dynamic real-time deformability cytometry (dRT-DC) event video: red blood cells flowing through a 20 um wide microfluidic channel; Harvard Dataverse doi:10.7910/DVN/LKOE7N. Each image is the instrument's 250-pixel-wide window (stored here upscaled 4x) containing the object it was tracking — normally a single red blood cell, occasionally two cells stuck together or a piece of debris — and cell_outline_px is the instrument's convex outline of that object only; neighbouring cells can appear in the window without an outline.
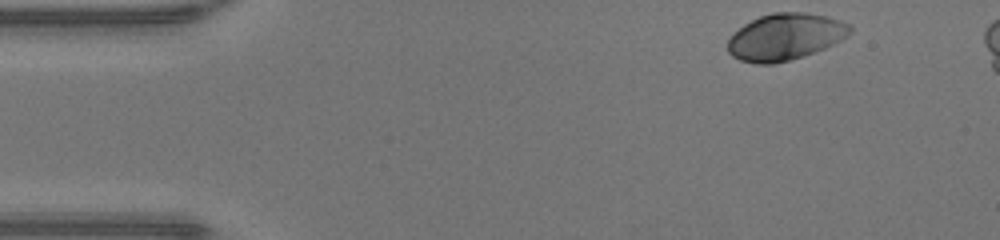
{"species": "human", "species_latin": "Homo sapiens", "temperature_condition": "warm", "stored_images_in_passage": 43, "camera_frame_rate_fps": 3000, "um_per_image_px": 0.085, "donor": {"sex": "male"}, "frame": {"image": 1, "passage_image": 1, "time_ms": 0.0, "image_size_px": [1000, 240], "cell_outline_px": [[852, 32], [848, 36], [824, 48], [804, 56], [772, 64], [756, 64], [740, 60], [732, 56], [728, 52], [728, 40], [744, 24], [760, 16], [772, 12], [804, 12], [828, 16], [852, 24]], "centroid_in_image_um": [66.78, 3.12], "position_along_channel_um": 18.2, "area_um2": 33.23}}
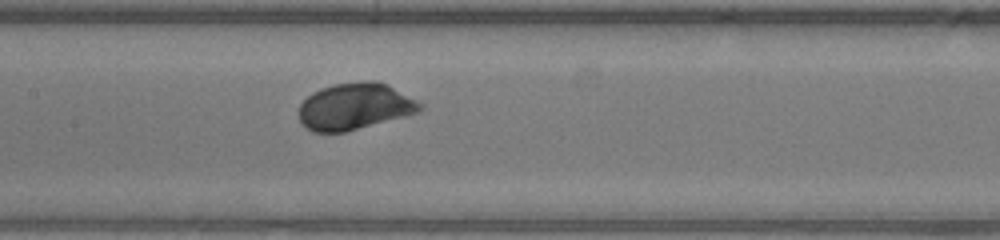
{"frame": {"image": 2, "passage_image": 19, "time_ms": 6.0, "image_size_px": [1000, 240], "cell_outline_px": [[424, 108], [416, 112], [404, 116], [344, 132], [312, 132], [300, 120], [296, 112], [300, 104], [312, 92], [320, 88], [336, 84], [360, 80], [372, 80], [388, 84], [424, 104]], "centroid_in_image_um": [30.14, 9.03], "position_along_channel_um": 177.3, "area_um2": 32.95}}
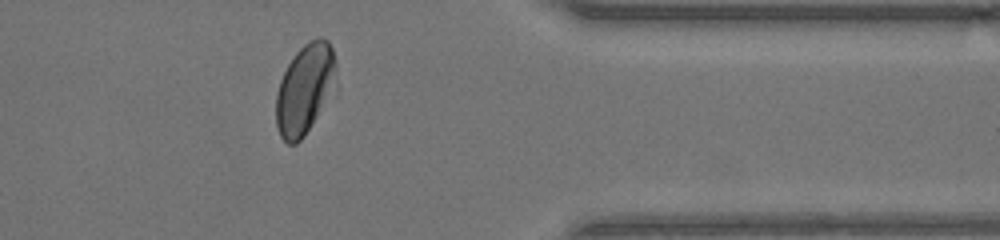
{"frame": {"image": 3, "passage_image": 35, "time_ms": 11.333, "image_size_px": [1000, 240], "cell_outline_px": [[336, 68], [328, 92], [316, 116], [304, 136], [296, 144], [288, 144], [280, 136], [276, 124], [276, 92], [280, 80], [288, 64], [296, 52], [308, 40], [320, 36], [328, 40], [332, 48], [336, 60]], "centroid_in_image_um": [25.85, 7.52], "position_along_channel_um": 385.6, "area_um2": 30.52}, "authors_computed_cell_mechanics": {"area_um2": 32.4836, "velocity_mm_per_s": 4.2357, "shape_relaxation_time_tau1_ms": 1.9701, "shape_relaxation_time_tau2_ms": null, "deformation_change_tau1": 0.1504, "deformation_change_tau2": null}}